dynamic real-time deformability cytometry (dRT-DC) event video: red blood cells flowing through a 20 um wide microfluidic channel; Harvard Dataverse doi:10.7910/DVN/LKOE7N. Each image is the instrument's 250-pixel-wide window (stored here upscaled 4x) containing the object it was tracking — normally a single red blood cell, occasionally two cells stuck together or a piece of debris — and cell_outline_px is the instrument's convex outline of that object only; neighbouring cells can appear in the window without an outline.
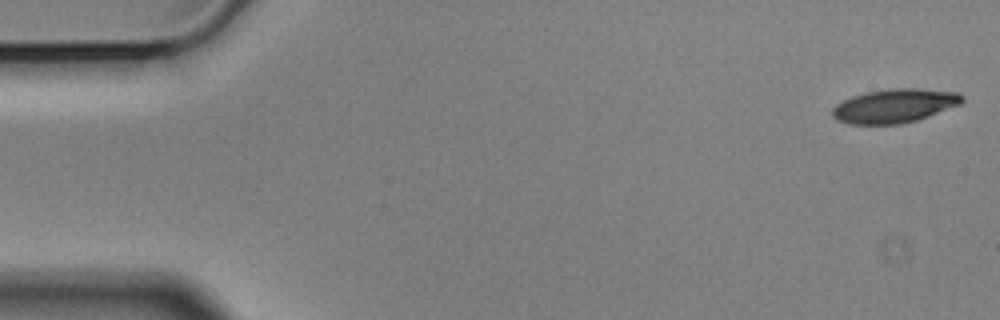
{"species": "Egyptian fruit bat (a non-hibernating species)", "species_latin": "Rousettus aegyptiacus", "temperature_condition": "cold", "stored_images_in_passage": 56, "camera_frame_rate_fps": 3000, "um_per_image_px": 0.085, "animal": {"sex": "male"}, "frame": {"image": 1, "passage_image": 1, "time_ms": 0.0, "image_size_px": [1000, 320], "cell_outline_px": [[964, 100], [960, 104], [928, 116], [916, 120], [900, 124], [848, 124], [836, 120], [832, 116], [832, 108], [836, 104], [852, 96], [868, 92], [888, 88], [916, 88], [960, 92], [964, 96]], "centroid_in_image_um": [76.03, 8.99], "position_along_channel_um": 9.0, "area_um2": 25.66}}
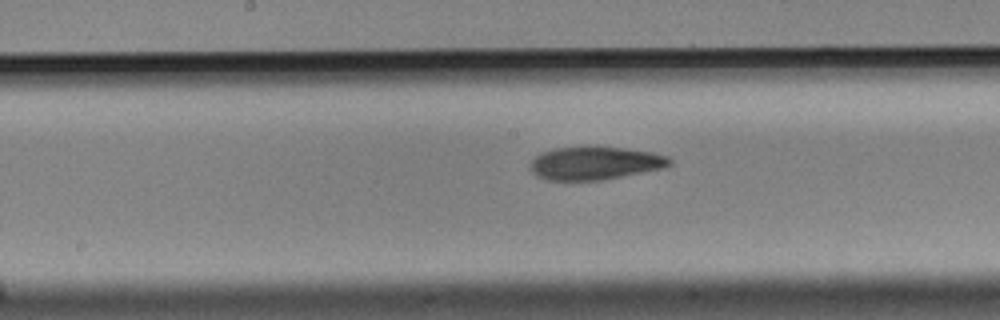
{"frame": {"image": 2, "passage_image": 28, "time_ms": 9.0, "image_size_px": [1000, 320], "cell_outline_px": [[672, 164], [664, 168], [600, 180], [548, 180], [536, 176], [532, 172], [532, 160], [540, 152], [556, 148], [596, 144], [652, 152], [668, 156], [672, 160]], "centroid_in_image_um": [50.59, 13.83], "position_along_channel_um": 197.6, "area_um2": 27.34}}
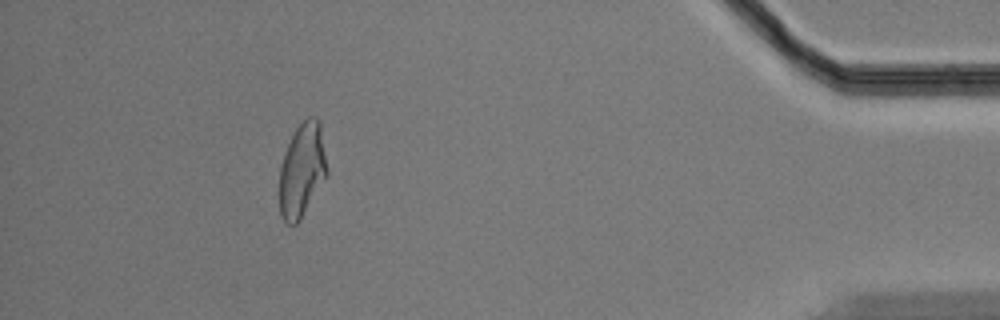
{"frame": {"image": 3, "passage_image": 51, "time_ms": 16.667, "image_size_px": [1000, 320], "cell_outline_px": [[328, 176], [300, 220], [296, 224], [288, 224], [280, 216], [280, 168], [288, 144], [296, 128], [308, 116], [316, 116], [320, 120], [328, 168]], "centroid_in_image_um": [25.71, 14.45], "position_along_channel_um": 409.5, "area_um2": 26.24}, "authors_computed_cell_mechanics": {"area_um2": 26.9637, "velocity_mm_per_s": 3.503, "shape_relaxation_time_tau1_ms": 6.8372, "shape_relaxation_time_tau2_ms": 5.7354, "deformation_change_tau1": 0.165, "deformation_change_tau2": 0.1417}}